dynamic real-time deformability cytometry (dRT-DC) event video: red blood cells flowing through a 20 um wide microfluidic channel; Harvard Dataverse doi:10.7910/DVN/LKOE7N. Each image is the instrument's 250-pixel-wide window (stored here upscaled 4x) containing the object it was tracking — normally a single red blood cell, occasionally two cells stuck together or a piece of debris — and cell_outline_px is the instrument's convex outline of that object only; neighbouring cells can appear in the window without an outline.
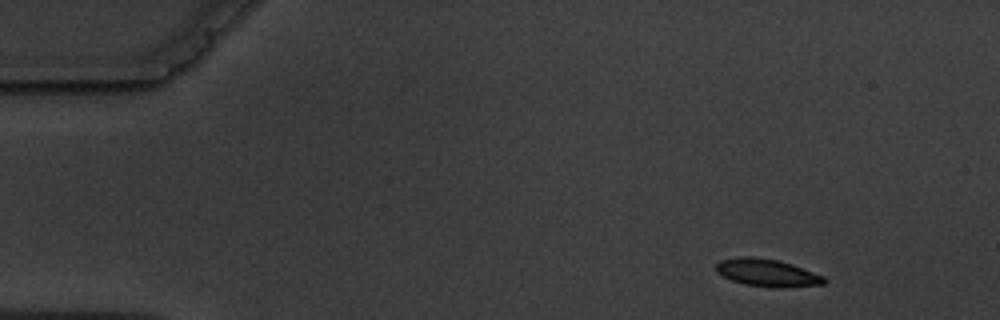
{"species": "common noctule bat (a hibernating species)", "species_latin": "Nyctalus noctula", "temperature_condition": "warm", "stored_images_in_passage": 4, "camera_frame_rate_fps": 3000, "um_per_image_px": 0.085, "animal": {"sex": "male", "body_mass_g": 19.5, "forearm_length_mm": 54.6}, "frame": {"image": 1, "passage_image": 1, "time_ms": 0.0, "image_size_px": [1000, 320], "cell_outline_px": [[828, 280], [824, 284], [780, 288], [772, 288], [744, 284], [732, 280], [716, 272], [716, 264], [720, 260], [740, 256], [752, 256], [776, 260], [792, 264], [824, 276]], "centroid_in_image_um": [65.21, 23.19], "position_along_channel_um": 19.8, "area_um2": 17.4}}
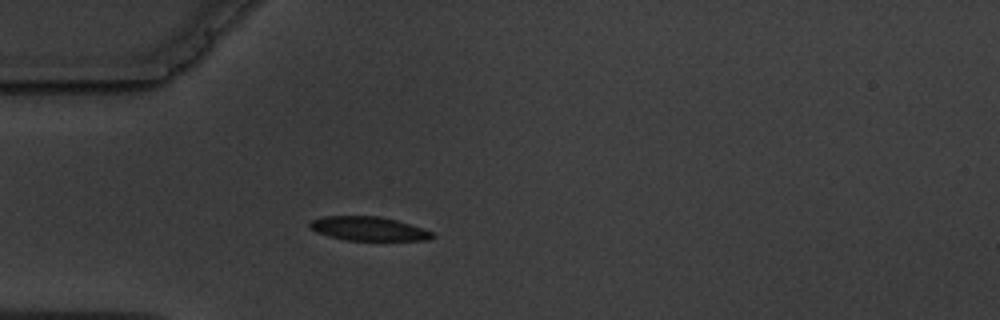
{"frame": {"image": 2, "passage_image": 4, "time_ms": 3.333, "image_size_px": [1000, 320], "cell_outline_px": [[436, 236], [428, 240], [348, 240], [328, 236], [316, 232], [308, 228], [308, 224], [312, 220], [324, 216], [380, 216], [396, 220], [432, 232]], "centroid_in_image_um": [31.27, 19.44], "position_along_channel_um": 53.7, "area_um2": 16.99}}